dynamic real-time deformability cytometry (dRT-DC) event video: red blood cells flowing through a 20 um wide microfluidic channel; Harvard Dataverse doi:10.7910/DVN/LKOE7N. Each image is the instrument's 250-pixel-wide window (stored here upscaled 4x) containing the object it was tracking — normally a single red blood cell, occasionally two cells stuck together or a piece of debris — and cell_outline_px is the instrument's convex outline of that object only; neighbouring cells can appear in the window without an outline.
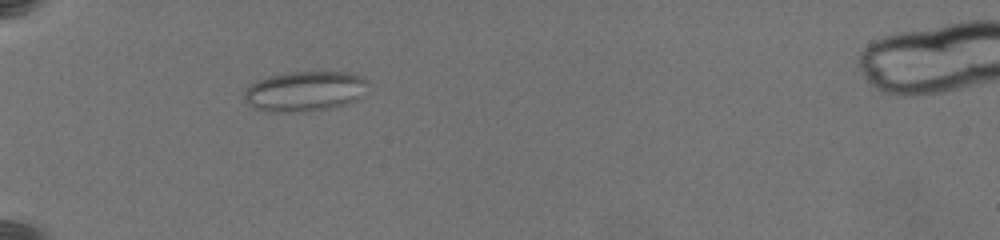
{"species": "common noctule bat (a hibernating species)", "species_latin": "Nyctalus noctula", "temperature_condition": "warm", "stored_images_in_passage": 2, "camera_frame_rate_fps": 3000, "um_per_image_px": 0.085, "animal": {"sex": "female", "body_mass_g": 19.5, "forearm_length_mm": 54.1}, "frame": {"image": 1, "passage_image": 1, "time_ms": 0.0, "image_size_px": [1000, 240], "cell_outline_px": [[368, 80], [364, 96], [356, 100], [332, 108], [300, 112], [268, 112], [252, 108], [244, 100], [244, 92], [252, 84], [268, 76], [292, 72], [348, 72], [364, 76]], "centroid_in_image_um": [25.94, 7.77], "position_along_channel_um": 59.1, "area_um2": 29.19}}